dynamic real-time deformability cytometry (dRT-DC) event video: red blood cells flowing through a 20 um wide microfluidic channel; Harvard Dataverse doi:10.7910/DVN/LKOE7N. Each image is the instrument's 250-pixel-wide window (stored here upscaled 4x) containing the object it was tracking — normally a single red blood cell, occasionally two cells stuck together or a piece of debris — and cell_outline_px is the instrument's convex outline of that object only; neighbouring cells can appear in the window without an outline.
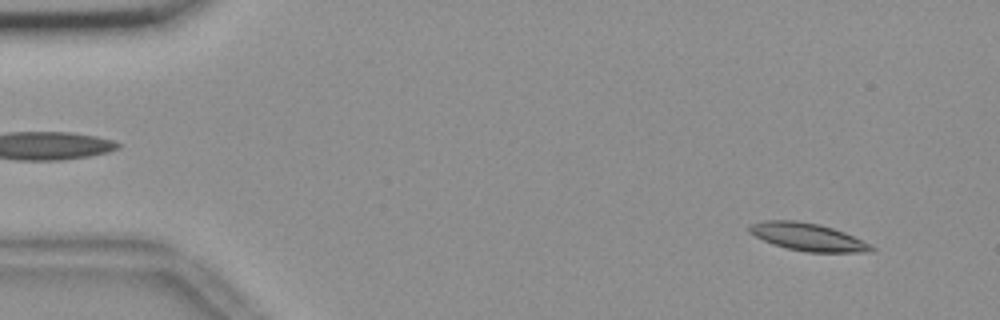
{"species": "common noctule bat (a hibernating species)", "species_latin": "Nyctalus noctula", "temperature_condition": "room temperature", "stored_images_in_passage": 56, "segment_of_instrument_passage": [1, 2], "camera_frame_rate_fps": 3000, "um_per_image_px": 0.085, "animal": {"sex": "female", "body_mass_g": 18.4}, "frame": {"image": 1, "passage_image": 4, "time_ms": 1.0, "image_size_px": [1000, 320], "cell_outline_px": [[876, 248], [872, 252], [808, 252], [788, 248], [772, 244], [748, 232], [748, 224], [764, 220], [796, 220], [820, 224], [844, 232]], "centroid_in_image_um": [68.61, 20.13], "position_along_channel_um": 16.4, "area_um2": 19.54}}
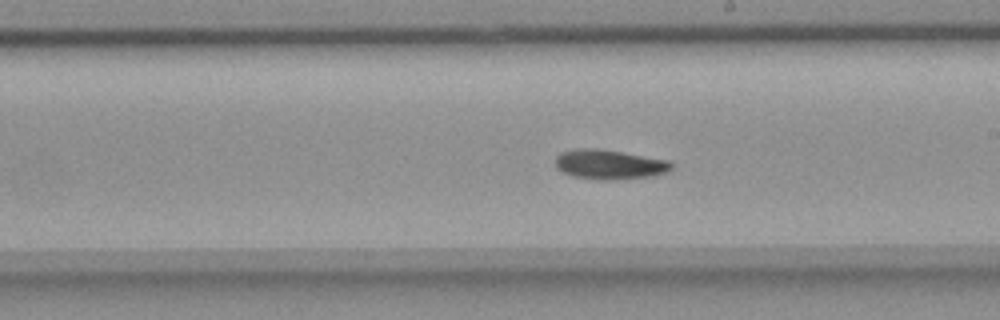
{"frame": {"image": 2, "passage_image": 31, "time_ms": 10.0, "image_size_px": [1000, 320], "cell_outline_px": [[672, 168], [668, 172], [656, 176], [616, 180], [596, 180], [572, 176], [560, 172], [556, 168], [556, 156], [560, 152], [576, 148], [596, 148], [668, 160], [672, 164]], "centroid_in_image_um": [51.77, 14.0], "position_along_channel_um": 237.2, "area_um2": 20.35}}
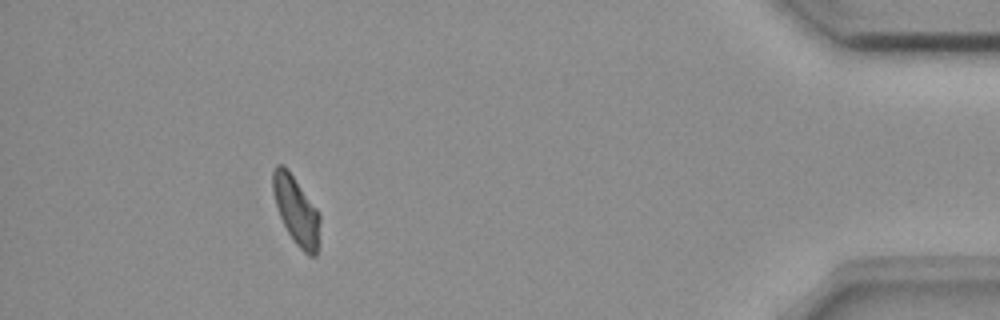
{"frame": {"image": 3, "passage_image": 50, "time_ms": 16.333, "image_size_px": [1000, 320], "cell_outline_px": [[320, 220], [316, 256], [308, 256], [292, 240], [280, 216], [276, 204], [272, 188], [272, 172], [276, 164], [284, 164], [288, 168], [316, 208], [320, 216]], "centroid_in_image_um": [25.16, 17.85], "position_along_channel_um": 410.0, "area_um2": 18.55}}